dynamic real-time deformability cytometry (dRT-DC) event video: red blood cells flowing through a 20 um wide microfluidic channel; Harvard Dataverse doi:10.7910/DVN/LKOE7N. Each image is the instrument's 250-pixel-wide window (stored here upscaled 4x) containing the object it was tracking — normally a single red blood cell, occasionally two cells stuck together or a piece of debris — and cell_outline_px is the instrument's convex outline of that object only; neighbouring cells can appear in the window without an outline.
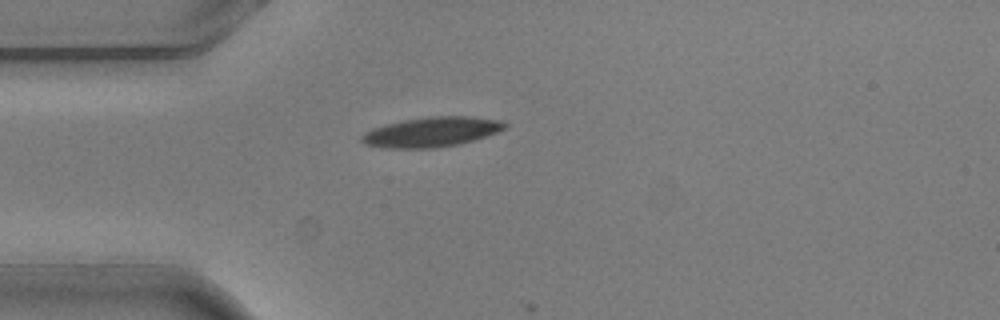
{"species": "common noctule bat (a hibernating species)", "species_latin": "Nyctalus noctula", "temperature_condition": "warm", "stored_images_in_passage": 3, "camera_frame_rate_fps": 3000, "um_per_image_px": 0.085, "animal": {"sex": "male", "body_mass_g": 20.5, "forearm_length_mm": 52.5}, "frame": {"image": 1, "passage_image": 3, "time_ms": 0.667, "image_size_px": [1000, 320], "cell_outline_px": [[508, 128], [460, 144], [436, 148], [384, 148], [364, 144], [360, 140], [360, 136], [364, 132], [372, 128], [384, 124], [404, 120], [428, 116], [468, 116], [504, 120], [508, 124]], "centroid_in_image_um": [36.67, 11.21], "position_along_channel_um": 48.3, "area_um2": 25.14}}